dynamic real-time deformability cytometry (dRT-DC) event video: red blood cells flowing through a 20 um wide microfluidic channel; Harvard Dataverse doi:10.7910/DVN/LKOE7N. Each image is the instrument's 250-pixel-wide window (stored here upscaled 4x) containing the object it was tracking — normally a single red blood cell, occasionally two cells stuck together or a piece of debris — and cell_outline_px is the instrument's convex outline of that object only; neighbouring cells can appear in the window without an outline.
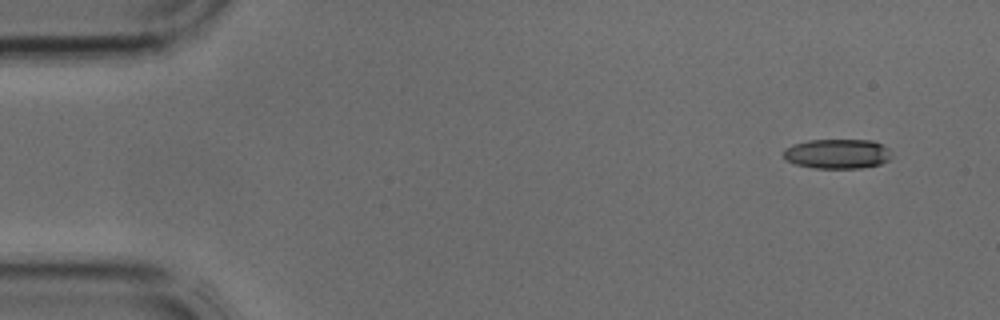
{"species": "common noctule bat (a hibernating species)", "species_latin": "Nyctalus noctula", "temperature_condition": "cold", "stored_images_in_passage": 3, "camera_frame_rate_fps": 3000, "um_per_image_px": 0.085, "animal": {"sex": "male", "body_mass_g": 17.9, "forearm_length_mm": 54.2}, "frame": {"image": 1, "passage_image": 1, "time_ms": 0.0, "image_size_px": [1000, 320], "cell_outline_px": [[892, 156], [888, 160], [880, 164], [860, 168], [812, 168], [796, 164], [788, 160], [784, 156], [784, 148], [792, 144], [808, 140], [872, 140], [888, 148]], "centroid_in_image_um": [71.17, 13.07], "position_along_channel_um": 13.8, "area_um2": 18.67}}